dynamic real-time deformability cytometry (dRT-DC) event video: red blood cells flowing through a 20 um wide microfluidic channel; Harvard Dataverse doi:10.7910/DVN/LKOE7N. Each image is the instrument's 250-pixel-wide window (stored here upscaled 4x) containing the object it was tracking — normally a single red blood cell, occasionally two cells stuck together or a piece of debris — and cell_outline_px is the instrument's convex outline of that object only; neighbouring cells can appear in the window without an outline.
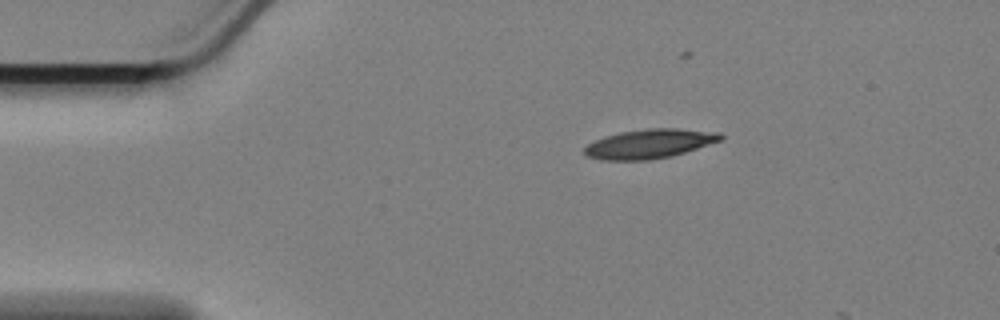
{"species": "Egyptian fruit bat (a non-hibernating species)", "species_latin": "Rousettus aegyptiacus", "temperature_condition": "cold", "stored_images_in_passage": 6, "camera_frame_rate_fps": 3000, "um_per_image_px": 0.085, "animal": {"sex": "female"}, "frame": {"image": 1, "passage_image": 1, "time_ms": 0.0, "image_size_px": [1000, 320], "cell_outline_px": [[724, 136], [720, 140], [684, 152], [668, 156], [648, 160], [600, 160], [588, 156], [584, 152], [584, 148], [588, 144], [604, 136], [620, 132], [648, 128], [676, 128], [720, 132]], "centroid_in_image_um": [55.18, 12.21], "position_along_channel_um": 29.8, "area_um2": 22.95}}